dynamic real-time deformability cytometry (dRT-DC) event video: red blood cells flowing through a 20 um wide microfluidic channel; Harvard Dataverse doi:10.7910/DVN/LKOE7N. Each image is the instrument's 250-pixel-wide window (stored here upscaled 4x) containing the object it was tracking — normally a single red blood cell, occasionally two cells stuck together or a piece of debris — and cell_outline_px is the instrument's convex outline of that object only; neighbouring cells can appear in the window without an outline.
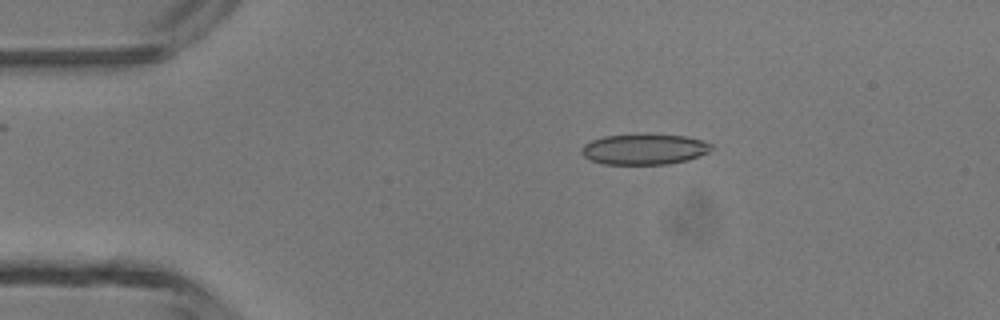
{"species": "common noctule bat (a hibernating species)", "species_latin": "Nyctalus noctula", "temperature_condition": "room temperature", "stored_images_in_passage": 4, "camera_frame_rate_fps": 3000, "um_per_image_px": 0.085, "animal": {"sex": "male", "body_mass_g": 13.3}, "frame": {"image": 1, "passage_image": 3, "time_ms": 2.333, "image_size_px": [1000, 320], "cell_outline_px": [[712, 148], [708, 152], [700, 156], [688, 160], [668, 164], [604, 164], [592, 160], [584, 156], [580, 152], [584, 144], [592, 140], [604, 136], [636, 132], [644, 132], [684, 136], [704, 140], [712, 144]], "centroid_in_image_um": [54.78, 12.65], "position_along_channel_um": 30.2, "area_um2": 23.87}}